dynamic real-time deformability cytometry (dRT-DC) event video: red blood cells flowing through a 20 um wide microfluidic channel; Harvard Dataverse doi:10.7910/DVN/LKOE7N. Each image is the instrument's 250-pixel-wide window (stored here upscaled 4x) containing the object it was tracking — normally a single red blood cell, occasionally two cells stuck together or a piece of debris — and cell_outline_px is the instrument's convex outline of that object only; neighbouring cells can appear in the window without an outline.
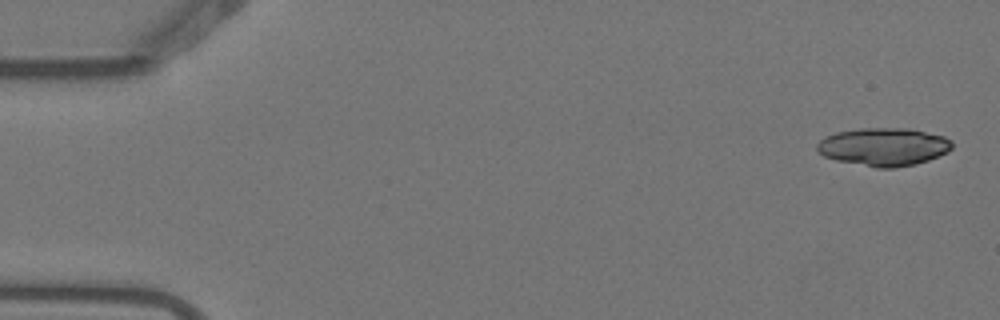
{"species": "Egyptian fruit bat (a non-hibernating species)", "species_latin": "Rousettus aegyptiacus", "temperature_condition": "warm", "stored_images_in_passage": 7, "camera_frame_rate_fps": 3000, "um_per_image_px": 0.085, "animal": {"sex": "female"}, "frame": {"image": 1, "passage_image": 1, "time_ms": 0.0, "image_size_px": [1000, 320], "cell_outline_px": [[952, 148], [948, 152], [928, 160], [916, 164], [896, 168], [876, 168], [836, 160], [824, 156], [816, 148], [816, 144], [824, 136], [836, 132], [860, 128], [908, 128], [944, 136], [952, 140]], "centroid_in_image_um": [75.11, 12.48], "position_along_channel_um": 9.9, "area_um2": 30.11}}
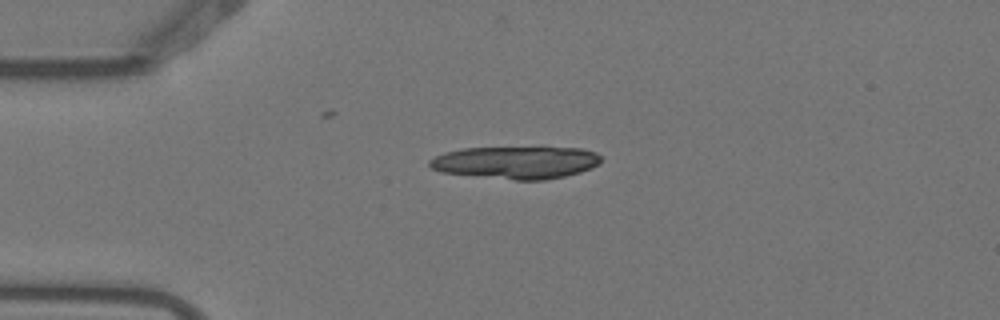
{"frame": {"image": 2, "passage_image": 4, "time_ms": 1.0, "image_size_px": [1000, 320], "cell_outline_px": [[600, 164], [592, 168], [580, 172], [564, 176], [544, 180], [516, 180], [440, 172], [432, 168], [428, 164], [428, 160], [444, 152], [460, 148], [580, 148], [596, 152], [600, 156]], "centroid_in_image_um": [43.85, 13.81], "position_along_channel_um": 41.2, "area_um2": 32.37}}